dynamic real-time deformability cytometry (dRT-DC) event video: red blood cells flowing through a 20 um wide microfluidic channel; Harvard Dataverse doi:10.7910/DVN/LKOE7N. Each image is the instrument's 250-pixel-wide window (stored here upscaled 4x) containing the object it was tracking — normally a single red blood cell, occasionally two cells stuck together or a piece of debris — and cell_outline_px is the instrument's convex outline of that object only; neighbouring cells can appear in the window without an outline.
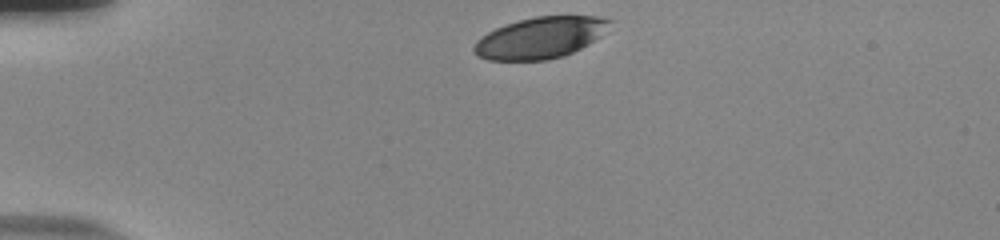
{"species": "human", "species_latin": "Homo sapiens", "temperature_condition": "room temperature", "stored_images_in_passage": 35, "camera_frame_rate_fps": 3000, "um_per_image_px": 0.085, "donor": {"sex": "male"}, "frame": {"image": 1, "passage_image": 1, "time_ms": 0.0, "image_size_px": [1000, 240], "cell_outline_px": [[616, 20], [600, 36], [588, 44], [564, 56], [548, 60], [488, 60], [476, 56], [472, 48], [476, 40], [488, 32], [496, 28], [520, 20], [536, 16], [600, 16]], "centroid_in_image_um": [45.95, 3.21], "position_along_channel_um": 39.1, "area_um2": 32.77}}
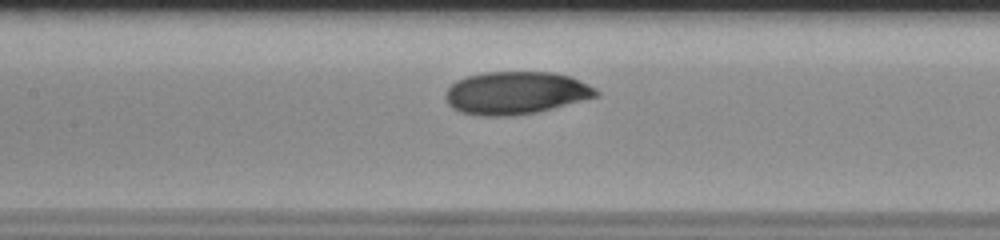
{"frame": {"image": 2, "passage_image": 15, "time_ms": 4.667, "image_size_px": [1000, 240], "cell_outline_px": [[600, 96], [536, 112], [512, 116], [484, 116], [460, 112], [452, 108], [448, 104], [444, 96], [448, 88], [456, 80], [468, 76], [484, 72], [552, 72], [572, 76], [600, 92]], "centroid_in_image_um": [43.83, 7.9], "position_along_channel_um": 163.6, "area_um2": 37.51}}
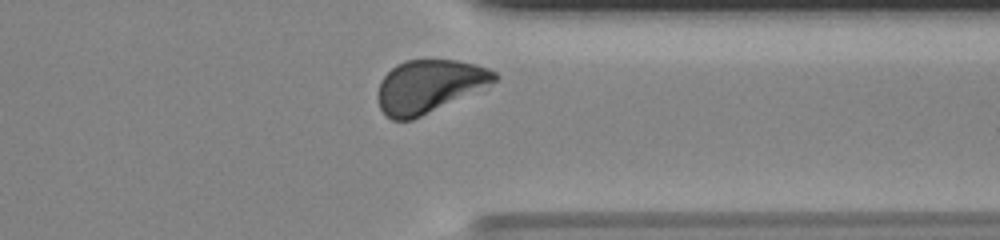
{"frame": {"image": 3, "passage_image": 32, "time_ms": 10.333, "image_size_px": [1000, 240], "cell_outline_px": [[500, 76], [492, 84], [412, 120], [392, 120], [380, 108], [376, 96], [380, 80], [396, 64], [408, 60], [456, 60], [476, 64], [488, 68], [496, 72]], "centroid_in_image_um": [36.47, 7.32], "position_along_channel_um": 374.9, "area_um2": 35.84}, "authors_computed_cell_mechanics": {"area_um2": 36.9342, "velocity_mm_per_s": 3.7447, "shape_relaxation_time_tau1_ms": 3.1773, "shape_relaxation_time_tau2_ms": null, "deformation_change_tau1": 0.1131, "deformation_change_tau2": null}}